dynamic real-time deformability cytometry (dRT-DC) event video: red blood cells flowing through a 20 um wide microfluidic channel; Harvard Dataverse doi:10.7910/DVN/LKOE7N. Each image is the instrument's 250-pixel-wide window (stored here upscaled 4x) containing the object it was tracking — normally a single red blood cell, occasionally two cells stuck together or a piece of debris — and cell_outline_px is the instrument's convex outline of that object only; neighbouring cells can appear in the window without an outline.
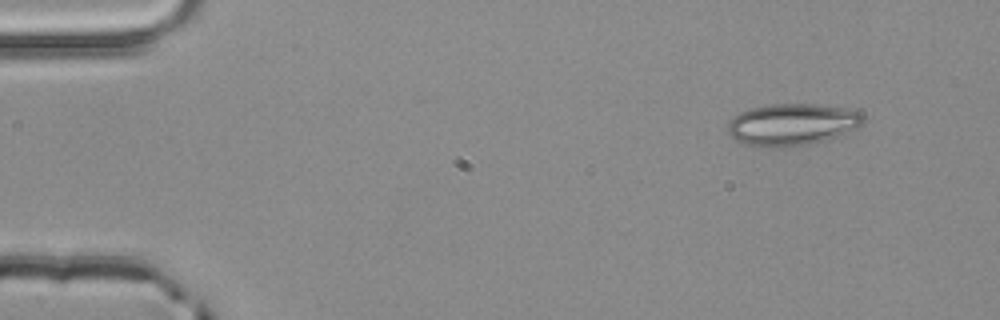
{"species": "common noctule bat (a hibernating species)", "species_latin": "Nyctalus noctula", "temperature_condition": "room temperature", "stored_images_in_passage": 4, "segment_of_instrument_passage": [1, 2], "camera_frame_rate_fps": 3000, "um_per_image_px": 0.085, "animal": {"sex": "male", "body_mass_g": 20.4}, "frame": {"image": 1, "passage_image": 1, "time_ms": 0.0, "image_size_px": [1000, 320], "cell_outline_px": [[864, 120], [860, 128], [824, 140], [808, 144], [748, 144], [736, 140], [728, 132], [728, 120], [740, 112], [752, 108], [768, 104], [816, 104], [848, 108], [860, 112], [864, 116]], "centroid_in_image_um": [67.39, 10.52], "position_along_channel_um": 17.6, "area_um2": 32.19}}